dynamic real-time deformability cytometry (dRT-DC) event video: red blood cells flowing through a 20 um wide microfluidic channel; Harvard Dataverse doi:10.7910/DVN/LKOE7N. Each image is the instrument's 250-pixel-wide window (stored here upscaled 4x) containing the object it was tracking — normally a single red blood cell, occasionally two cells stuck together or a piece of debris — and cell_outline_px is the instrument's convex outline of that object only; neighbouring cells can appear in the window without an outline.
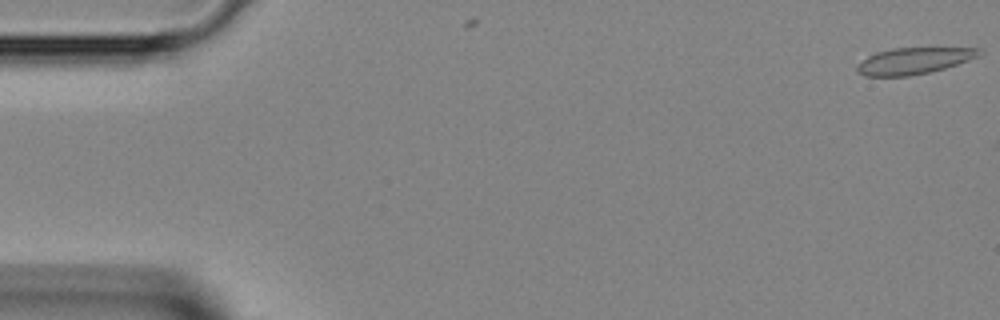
{"species": "Egyptian fruit bat (a non-hibernating species)", "species_latin": "Rousettus aegyptiacus", "temperature_condition": "room temperature", "stored_images_in_passage": 4, "camera_frame_rate_fps": 3000, "um_per_image_px": 0.085, "animal": {"sex": "female"}, "frame": {"image": 1, "passage_image": 1, "time_ms": 0.0, "image_size_px": [1000, 320], "cell_outline_px": [[980, 56], [944, 68], [928, 72], [908, 76], [864, 76], [856, 72], [856, 64], [868, 56], [876, 52], [892, 48], [980, 48]], "centroid_in_image_um": [77.61, 5.17], "position_along_channel_um": 7.4, "area_um2": 18.73}}